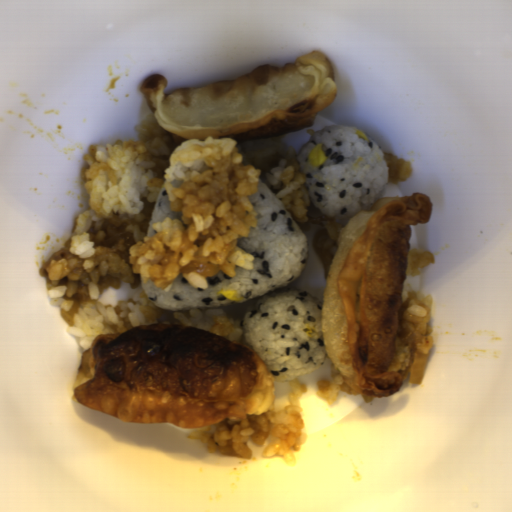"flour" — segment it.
Here are the masks:
<instances>
[{"mask_svg": "<svg viewBox=\"0 0 512 512\" xmlns=\"http://www.w3.org/2000/svg\"><path fill=\"white\" fill-rule=\"evenodd\" d=\"M275 380L258 353L204 329L138 324L82 352L75 400L128 423L199 428L261 415Z\"/></svg>", "mask_w": 512, "mask_h": 512, "instance_id": "obj_1", "label": "flour"}, {"mask_svg": "<svg viewBox=\"0 0 512 512\" xmlns=\"http://www.w3.org/2000/svg\"><path fill=\"white\" fill-rule=\"evenodd\" d=\"M427 193L383 196L348 220L330 263L321 311L326 355L360 395L390 396L404 377L396 351L412 226L428 224Z\"/></svg>", "mask_w": 512, "mask_h": 512, "instance_id": "obj_2", "label": "flour"}, {"mask_svg": "<svg viewBox=\"0 0 512 512\" xmlns=\"http://www.w3.org/2000/svg\"><path fill=\"white\" fill-rule=\"evenodd\" d=\"M161 74L143 80L140 91L156 123L184 139L229 137L243 142L298 132L338 94L334 69L313 50L284 66L262 64L235 79L164 94Z\"/></svg>", "mask_w": 512, "mask_h": 512, "instance_id": "obj_3", "label": "flour"}]
</instances>
